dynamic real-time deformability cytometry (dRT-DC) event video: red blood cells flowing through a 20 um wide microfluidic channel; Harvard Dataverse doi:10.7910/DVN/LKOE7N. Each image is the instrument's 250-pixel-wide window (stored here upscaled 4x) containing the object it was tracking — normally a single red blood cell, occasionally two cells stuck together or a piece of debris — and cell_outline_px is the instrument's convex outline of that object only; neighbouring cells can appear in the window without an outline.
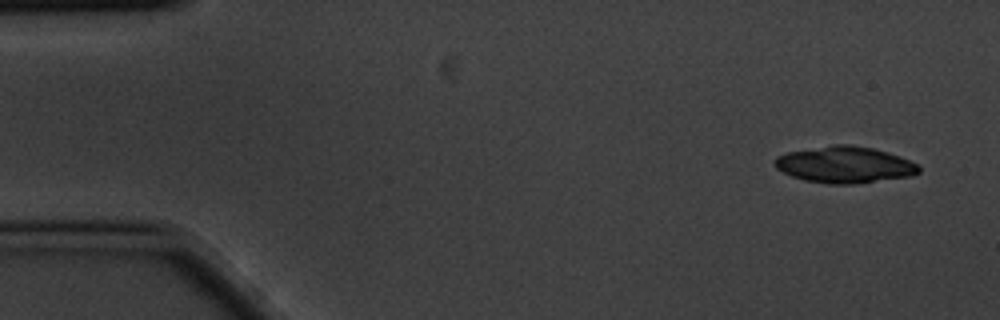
{"species": "common noctule bat (a hibernating species)", "species_latin": "Nyctalus noctula", "temperature_condition": "cold", "stored_images_in_passage": 6, "camera_frame_rate_fps": 3000, "um_per_image_px": 0.085, "animal": {"sex": "male", "body_mass_g": 20.1, "forearm_length_mm": 53.5}, "frame": {"image": 1, "passage_image": 1, "time_ms": 0.0, "image_size_px": [1000, 320], "cell_outline_px": [[920, 172], [908, 176], [856, 184], [828, 184], [804, 180], [792, 176], [776, 168], [772, 160], [776, 156], [788, 152], [832, 144], [848, 144], [872, 148], [888, 152], [900, 156], [916, 164], [920, 168]], "centroid_in_image_um": [71.76, 14.0], "position_along_channel_um": 13.2, "area_um2": 30.63}}